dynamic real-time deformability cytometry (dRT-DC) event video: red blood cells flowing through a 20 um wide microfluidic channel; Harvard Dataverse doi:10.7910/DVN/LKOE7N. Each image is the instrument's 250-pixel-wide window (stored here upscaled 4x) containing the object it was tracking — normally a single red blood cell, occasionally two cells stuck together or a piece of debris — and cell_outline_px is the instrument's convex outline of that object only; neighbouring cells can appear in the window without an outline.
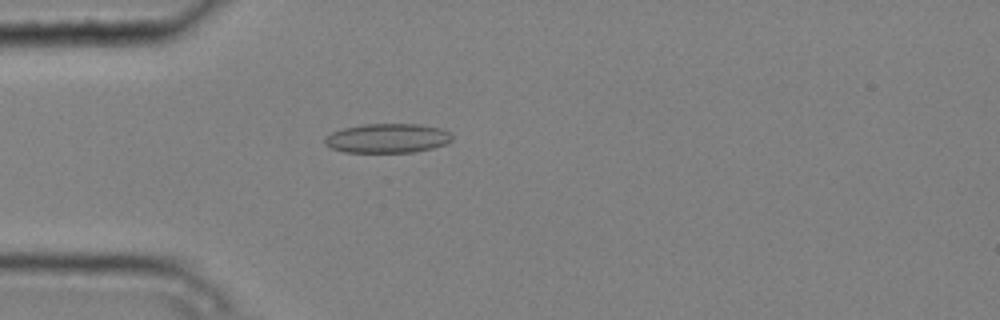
{"species": "common noctule bat (a hibernating species)", "species_latin": "Nyctalus noctula", "temperature_condition": "cold", "stored_images_in_passage": 5, "camera_frame_rate_fps": 3000, "um_per_image_px": 0.085, "animal": {"sex": "male", "body_mass_g": 20.4}, "frame": {"image": 1, "passage_image": 5, "time_ms": 1.333, "image_size_px": [1000, 320], "cell_outline_px": [[452, 140], [448, 144], [432, 148], [412, 152], [344, 152], [332, 148], [324, 144], [324, 136], [332, 132], [344, 128], [364, 124], [420, 124], [440, 128], [448, 132], [452, 136]], "centroid_in_image_um": [32.92, 11.75], "position_along_channel_um": 52.1, "area_um2": 21.79}}